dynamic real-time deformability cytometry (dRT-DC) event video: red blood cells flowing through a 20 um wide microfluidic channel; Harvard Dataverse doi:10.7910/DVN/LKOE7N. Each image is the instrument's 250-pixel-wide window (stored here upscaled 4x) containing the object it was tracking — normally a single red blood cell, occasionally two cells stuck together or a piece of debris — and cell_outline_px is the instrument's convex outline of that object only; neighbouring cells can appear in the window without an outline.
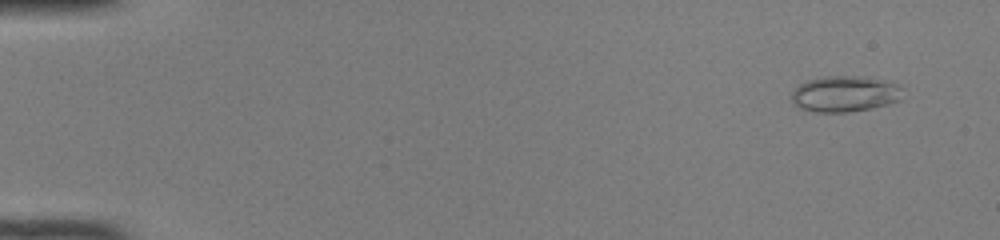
{"species": "common noctule bat (a hibernating species)", "species_latin": "Nyctalus noctula", "temperature_condition": "room temperature", "stored_images_in_passage": 50, "camera_frame_rate_fps": 3000, "um_per_image_px": 0.085, "animal": {"sex": "female", "body_mass_g": 22.0, "forearm_length_mm": 56.7}, "frame": {"image": 1, "passage_image": 4, "time_ms": 1.0, "image_size_px": [1000, 240], "cell_outline_px": [[904, 88], [900, 100], [888, 104], [872, 108], [848, 112], [812, 112], [800, 108], [792, 104], [792, 92], [800, 84], [808, 80], [824, 76], [864, 76], [884, 80], [896, 84]], "centroid_in_image_um": [71.82, 7.98], "position_along_channel_um": 13.2, "area_um2": 23.52}}
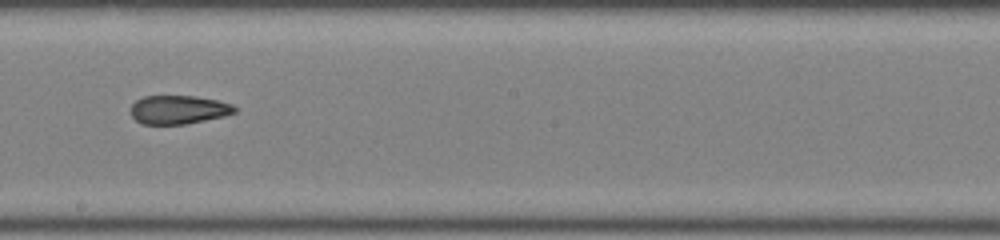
{"frame": {"image": 2, "passage_image": 30, "time_ms": 9.667, "image_size_px": [1000, 240], "cell_outline_px": [[236, 112], [224, 116], [184, 124], [140, 124], [132, 116], [132, 104], [136, 100], [144, 96], [196, 96], [216, 100], [232, 104], [236, 108]], "centroid_in_image_um": [15.17, 9.32], "position_along_channel_um": 233.0, "area_um2": 17.22}}
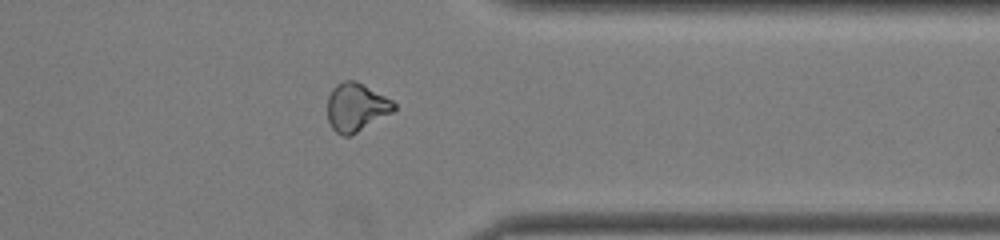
{"frame": {"image": 3, "passage_image": 41, "time_ms": 13.333, "image_size_px": [1000, 240], "cell_outline_px": [[396, 108], [392, 112], [356, 132], [348, 136], [344, 136], [336, 132], [332, 128], [328, 120], [328, 96], [332, 88], [336, 84], [344, 80], [356, 80], [392, 100], [396, 104]], "centroid_in_image_um": [30.26, 9.09], "position_along_channel_um": 381.1, "area_um2": 18.5}, "authors_computed_cell_mechanics": {"area_um2": 19.4786, "velocity_mm_per_s": 4.1369, "shape_relaxation_time_tau1_ms": null, "shape_relaxation_time_tau2_ms": 1.49, "deformation_change_tau1": null, "deformation_change_tau2": 0.0678}}